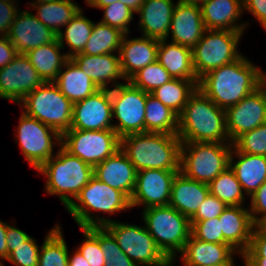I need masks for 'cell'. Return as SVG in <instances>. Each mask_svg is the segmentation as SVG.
<instances>
[{
  "mask_svg": "<svg viewBox=\"0 0 266 266\" xmlns=\"http://www.w3.org/2000/svg\"><path fill=\"white\" fill-rule=\"evenodd\" d=\"M262 70L240 56L199 79L198 88L218 107L227 109L259 88Z\"/></svg>",
  "mask_w": 266,
  "mask_h": 266,
  "instance_id": "cell-1",
  "label": "cell"
},
{
  "mask_svg": "<svg viewBox=\"0 0 266 266\" xmlns=\"http://www.w3.org/2000/svg\"><path fill=\"white\" fill-rule=\"evenodd\" d=\"M177 135L181 142L232 144L226 129L225 109L218 107L199 88L178 115Z\"/></svg>",
  "mask_w": 266,
  "mask_h": 266,
  "instance_id": "cell-2",
  "label": "cell"
},
{
  "mask_svg": "<svg viewBox=\"0 0 266 266\" xmlns=\"http://www.w3.org/2000/svg\"><path fill=\"white\" fill-rule=\"evenodd\" d=\"M120 148L136 171H180L181 140L178 135L153 132L131 134L120 139Z\"/></svg>",
  "mask_w": 266,
  "mask_h": 266,
  "instance_id": "cell-3",
  "label": "cell"
},
{
  "mask_svg": "<svg viewBox=\"0 0 266 266\" xmlns=\"http://www.w3.org/2000/svg\"><path fill=\"white\" fill-rule=\"evenodd\" d=\"M57 155L52 156L37 171L47 176L45 190L58 195L67 207L94 176L93 167L71 155L60 146Z\"/></svg>",
  "mask_w": 266,
  "mask_h": 266,
  "instance_id": "cell-4",
  "label": "cell"
},
{
  "mask_svg": "<svg viewBox=\"0 0 266 266\" xmlns=\"http://www.w3.org/2000/svg\"><path fill=\"white\" fill-rule=\"evenodd\" d=\"M66 209L80 228L105 226L113 220L91 216L90 210L114 214L131 209L130 199L120 190L115 189L92 177L88 184L76 196Z\"/></svg>",
  "mask_w": 266,
  "mask_h": 266,
  "instance_id": "cell-5",
  "label": "cell"
},
{
  "mask_svg": "<svg viewBox=\"0 0 266 266\" xmlns=\"http://www.w3.org/2000/svg\"><path fill=\"white\" fill-rule=\"evenodd\" d=\"M142 217L157 246L174 263L191 235L190 219L170 205L146 208Z\"/></svg>",
  "mask_w": 266,
  "mask_h": 266,
  "instance_id": "cell-6",
  "label": "cell"
},
{
  "mask_svg": "<svg viewBox=\"0 0 266 266\" xmlns=\"http://www.w3.org/2000/svg\"><path fill=\"white\" fill-rule=\"evenodd\" d=\"M19 104L24 113L48 125L61 136L71 129L73 103L53 82H44Z\"/></svg>",
  "mask_w": 266,
  "mask_h": 266,
  "instance_id": "cell-7",
  "label": "cell"
},
{
  "mask_svg": "<svg viewBox=\"0 0 266 266\" xmlns=\"http://www.w3.org/2000/svg\"><path fill=\"white\" fill-rule=\"evenodd\" d=\"M232 149L233 145L226 143L181 142L180 172L189 179L209 184L229 167Z\"/></svg>",
  "mask_w": 266,
  "mask_h": 266,
  "instance_id": "cell-8",
  "label": "cell"
},
{
  "mask_svg": "<svg viewBox=\"0 0 266 266\" xmlns=\"http://www.w3.org/2000/svg\"><path fill=\"white\" fill-rule=\"evenodd\" d=\"M243 31L205 30L192 48L193 67L200 79L206 73L237 60V51Z\"/></svg>",
  "mask_w": 266,
  "mask_h": 266,
  "instance_id": "cell-9",
  "label": "cell"
},
{
  "mask_svg": "<svg viewBox=\"0 0 266 266\" xmlns=\"http://www.w3.org/2000/svg\"><path fill=\"white\" fill-rule=\"evenodd\" d=\"M122 251L138 266H170L172 261L157 246L146 227L113 220L104 226Z\"/></svg>",
  "mask_w": 266,
  "mask_h": 266,
  "instance_id": "cell-10",
  "label": "cell"
},
{
  "mask_svg": "<svg viewBox=\"0 0 266 266\" xmlns=\"http://www.w3.org/2000/svg\"><path fill=\"white\" fill-rule=\"evenodd\" d=\"M61 146L93 168L120 149V138L114 129L67 130Z\"/></svg>",
  "mask_w": 266,
  "mask_h": 266,
  "instance_id": "cell-11",
  "label": "cell"
},
{
  "mask_svg": "<svg viewBox=\"0 0 266 266\" xmlns=\"http://www.w3.org/2000/svg\"><path fill=\"white\" fill-rule=\"evenodd\" d=\"M110 89L112 117L119 123L113 129L123 138L127 135L145 133V107L147 93L129 81Z\"/></svg>",
  "mask_w": 266,
  "mask_h": 266,
  "instance_id": "cell-12",
  "label": "cell"
},
{
  "mask_svg": "<svg viewBox=\"0 0 266 266\" xmlns=\"http://www.w3.org/2000/svg\"><path fill=\"white\" fill-rule=\"evenodd\" d=\"M16 137L22 154L32 167L38 170L53 154V145H61L62 136L38 119L22 113ZM52 133V134H51ZM57 141L58 143H54Z\"/></svg>",
  "mask_w": 266,
  "mask_h": 266,
  "instance_id": "cell-13",
  "label": "cell"
},
{
  "mask_svg": "<svg viewBox=\"0 0 266 266\" xmlns=\"http://www.w3.org/2000/svg\"><path fill=\"white\" fill-rule=\"evenodd\" d=\"M180 171L145 169L137 171L130 206L144 205V209L169 205L172 183Z\"/></svg>",
  "mask_w": 266,
  "mask_h": 266,
  "instance_id": "cell-14",
  "label": "cell"
},
{
  "mask_svg": "<svg viewBox=\"0 0 266 266\" xmlns=\"http://www.w3.org/2000/svg\"><path fill=\"white\" fill-rule=\"evenodd\" d=\"M44 83L25 54L0 68V97L19 103L28 93Z\"/></svg>",
  "mask_w": 266,
  "mask_h": 266,
  "instance_id": "cell-15",
  "label": "cell"
},
{
  "mask_svg": "<svg viewBox=\"0 0 266 266\" xmlns=\"http://www.w3.org/2000/svg\"><path fill=\"white\" fill-rule=\"evenodd\" d=\"M226 129L233 143L240 135L266 122V96L257 88L236 105L225 109Z\"/></svg>",
  "mask_w": 266,
  "mask_h": 266,
  "instance_id": "cell-16",
  "label": "cell"
},
{
  "mask_svg": "<svg viewBox=\"0 0 266 266\" xmlns=\"http://www.w3.org/2000/svg\"><path fill=\"white\" fill-rule=\"evenodd\" d=\"M112 104L109 89H99L85 99L73 103L70 130L113 129Z\"/></svg>",
  "mask_w": 266,
  "mask_h": 266,
  "instance_id": "cell-17",
  "label": "cell"
},
{
  "mask_svg": "<svg viewBox=\"0 0 266 266\" xmlns=\"http://www.w3.org/2000/svg\"><path fill=\"white\" fill-rule=\"evenodd\" d=\"M6 36L15 46L18 54H26L31 49L57 39L56 33L29 11L17 13Z\"/></svg>",
  "mask_w": 266,
  "mask_h": 266,
  "instance_id": "cell-18",
  "label": "cell"
},
{
  "mask_svg": "<svg viewBox=\"0 0 266 266\" xmlns=\"http://www.w3.org/2000/svg\"><path fill=\"white\" fill-rule=\"evenodd\" d=\"M205 30L200 5L177 1L169 30L171 42L192 49L200 41Z\"/></svg>",
  "mask_w": 266,
  "mask_h": 266,
  "instance_id": "cell-19",
  "label": "cell"
},
{
  "mask_svg": "<svg viewBox=\"0 0 266 266\" xmlns=\"http://www.w3.org/2000/svg\"><path fill=\"white\" fill-rule=\"evenodd\" d=\"M93 173L99 181L120 190L129 199L131 198L136 184L137 171L121 148L96 165Z\"/></svg>",
  "mask_w": 266,
  "mask_h": 266,
  "instance_id": "cell-20",
  "label": "cell"
},
{
  "mask_svg": "<svg viewBox=\"0 0 266 266\" xmlns=\"http://www.w3.org/2000/svg\"><path fill=\"white\" fill-rule=\"evenodd\" d=\"M218 219L224 244H229L242 255L250 247L255 227L249 209L242 206H228Z\"/></svg>",
  "mask_w": 266,
  "mask_h": 266,
  "instance_id": "cell-21",
  "label": "cell"
},
{
  "mask_svg": "<svg viewBox=\"0 0 266 266\" xmlns=\"http://www.w3.org/2000/svg\"><path fill=\"white\" fill-rule=\"evenodd\" d=\"M124 34L119 59L122 74L128 81L145 66L157 61L159 40L142 36V38L127 39Z\"/></svg>",
  "mask_w": 266,
  "mask_h": 266,
  "instance_id": "cell-22",
  "label": "cell"
},
{
  "mask_svg": "<svg viewBox=\"0 0 266 266\" xmlns=\"http://www.w3.org/2000/svg\"><path fill=\"white\" fill-rule=\"evenodd\" d=\"M180 253L184 266L234 264L232 257L238 254L229 244L204 242L192 234Z\"/></svg>",
  "mask_w": 266,
  "mask_h": 266,
  "instance_id": "cell-23",
  "label": "cell"
},
{
  "mask_svg": "<svg viewBox=\"0 0 266 266\" xmlns=\"http://www.w3.org/2000/svg\"><path fill=\"white\" fill-rule=\"evenodd\" d=\"M78 67L95 83L99 89H109L107 83H114V87L119 84L115 79L125 80L120 66L119 55L114 53L102 55L76 54L71 58Z\"/></svg>",
  "mask_w": 266,
  "mask_h": 266,
  "instance_id": "cell-24",
  "label": "cell"
},
{
  "mask_svg": "<svg viewBox=\"0 0 266 266\" xmlns=\"http://www.w3.org/2000/svg\"><path fill=\"white\" fill-rule=\"evenodd\" d=\"M175 4L173 0H144L136 12L140 15L142 36L164 40L169 37Z\"/></svg>",
  "mask_w": 266,
  "mask_h": 266,
  "instance_id": "cell-25",
  "label": "cell"
},
{
  "mask_svg": "<svg viewBox=\"0 0 266 266\" xmlns=\"http://www.w3.org/2000/svg\"><path fill=\"white\" fill-rule=\"evenodd\" d=\"M207 30L244 31L246 24H235L243 13L242 0H207L200 5Z\"/></svg>",
  "mask_w": 266,
  "mask_h": 266,
  "instance_id": "cell-26",
  "label": "cell"
},
{
  "mask_svg": "<svg viewBox=\"0 0 266 266\" xmlns=\"http://www.w3.org/2000/svg\"><path fill=\"white\" fill-rule=\"evenodd\" d=\"M208 194V184L189 179L179 172L172 183L169 205L191 219Z\"/></svg>",
  "mask_w": 266,
  "mask_h": 266,
  "instance_id": "cell-27",
  "label": "cell"
},
{
  "mask_svg": "<svg viewBox=\"0 0 266 266\" xmlns=\"http://www.w3.org/2000/svg\"><path fill=\"white\" fill-rule=\"evenodd\" d=\"M233 154L238 157V161L234 162ZM229 167L248 196L266 181V156L241 153L234 148L230 153Z\"/></svg>",
  "mask_w": 266,
  "mask_h": 266,
  "instance_id": "cell-28",
  "label": "cell"
},
{
  "mask_svg": "<svg viewBox=\"0 0 266 266\" xmlns=\"http://www.w3.org/2000/svg\"><path fill=\"white\" fill-rule=\"evenodd\" d=\"M167 40H159L157 61L173 79L199 80L194 71L192 49Z\"/></svg>",
  "mask_w": 266,
  "mask_h": 266,
  "instance_id": "cell-29",
  "label": "cell"
},
{
  "mask_svg": "<svg viewBox=\"0 0 266 266\" xmlns=\"http://www.w3.org/2000/svg\"><path fill=\"white\" fill-rule=\"evenodd\" d=\"M53 83L72 102L76 103L94 94L99 88L78 65L69 58Z\"/></svg>",
  "mask_w": 266,
  "mask_h": 266,
  "instance_id": "cell-30",
  "label": "cell"
},
{
  "mask_svg": "<svg viewBox=\"0 0 266 266\" xmlns=\"http://www.w3.org/2000/svg\"><path fill=\"white\" fill-rule=\"evenodd\" d=\"M61 49L63 47L56 39L25 54L44 82H53L69 59L66 54L60 53Z\"/></svg>",
  "mask_w": 266,
  "mask_h": 266,
  "instance_id": "cell-31",
  "label": "cell"
},
{
  "mask_svg": "<svg viewBox=\"0 0 266 266\" xmlns=\"http://www.w3.org/2000/svg\"><path fill=\"white\" fill-rule=\"evenodd\" d=\"M37 10L36 17L56 35L65 27L80 10L72 0H55L49 2L31 3Z\"/></svg>",
  "mask_w": 266,
  "mask_h": 266,
  "instance_id": "cell-32",
  "label": "cell"
},
{
  "mask_svg": "<svg viewBox=\"0 0 266 266\" xmlns=\"http://www.w3.org/2000/svg\"><path fill=\"white\" fill-rule=\"evenodd\" d=\"M145 132L178 133V114L150 93H147L146 99Z\"/></svg>",
  "mask_w": 266,
  "mask_h": 266,
  "instance_id": "cell-33",
  "label": "cell"
},
{
  "mask_svg": "<svg viewBox=\"0 0 266 266\" xmlns=\"http://www.w3.org/2000/svg\"><path fill=\"white\" fill-rule=\"evenodd\" d=\"M198 83L199 80L172 79L150 94L179 115L198 88Z\"/></svg>",
  "mask_w": 266,
  "mask_h": 266,
  "instance_id": "cell-34",
  "label": "cell"
},
{
  "mask_svg": "<svg viewBox=\"0 0 266 266\" xmlns=\"http://www.w3.org/2000/svg\"><path fill=\"white\" fill-rule=\"evenodd\" d=\"M93 25L94 22L83 16L82 9H80L65 26L66 29L64 33L61 31L57 35V39L61 46L64 48L65 41V44L70 48V52L66 54L68 58H72L76 54L83 52L92 33Z\"/></svg>",
  "mask_w": 266,
  "mask_h": 266,
  "instance_id": "cell-35",
  "label": "cell"
},
{
  "mask_svg": "<svg viewBox=\"0 0 266 266\" xmlns=\"http://www.w3.org/2000/svg\"><path fill=\"white\" fill-rule=\"evenodd\" d=\"M124 33L107 24L98 22L93 25L92 33L82 54L102 55L116 53L120 50Z\"/></svg>",
  "mask_w": 266,
  "mask_h": 266,
  "instance_id": "cell-36",
  "label": "cell"
},
{
  "mask_svg": "<svg viewBox=\"0 0 266 266\" xmlns=\"http://www.w3.org/2000/svg\"><path fill=\"white\" fill-rule=\"evenodd\" d=\"M208 186L209 193L227 206H242L245 200L246 193H243V188L230 167L222 171Z\"/></svg>",
  "mask_w": 266,
  "mask_h": 266,
  "instance_id": "cell-37",
  "label": "cell"
},
{
  "mask_svg": "<svg viewBox=\"0 0 266 266\" xmlns=\"http://www.w3.org/2000/svg\"><path fill=\"white\" fill-rule=\"evenodd\" d=\"M69 251L60 225L51 229L39 251L38 266H67Z\"/></svg>",
  "mask_w": 266,
  "mask_h": 266,
  "instance_id": "cell-38",
  "label": "cell"
},
{
  "mask_svg": "<svg viewBox=\"0 0 266 266\" xmlns=\"http://www.w3.org/2000/svg\"><path fill=\"white\" fill-rule=\"evenodd\" d=\"M172 79L168 71L156 61L139 70L128 81L146 93H151Z\"/></svg>",
  "mask_w": 266,
  "mask_h": 266,
  "instance_id": "cell-39",
  "label": "cell"
},
{
  "mask_svg": "<svg viewBox=\"0 0 266 266\" xmlns=\"http://www.w3.org/2000/svg\"><path fill=\"white\" fill-rule=\"evenodd\" d=\"M100 249L104 253L105 266H138L119 247L113 235L99 226Z\"/></svg>",
  "mask_w": 266,
  "mask_h": 266,
  "instance_id": "cell-40",
  "label": "cell"
},
{
  "mask_svg": "<svg viewBox=\"0 0 266 266\" xmlns=\"http://www.w3.org/2000/svg\"><path fill=\"white\" fill-rule=\"evenodd\" d=\"M232 145L241 153L266 156V122L240 135Z\"/></svg>",
  "mask_w": 266,
  "mask_h": 266,
  "instance_id": "cell-41",
  "label": "cell"
},
{
  "mask_svg": "<svg viewBox=\"0 0 266 266\" xmlns=\"http://www.w3.org/2000/svg\"><path fill=\"white\" fill-rule=\"evenodd\" d=\"M85 240L77 250L83 255L90 266H105L104 253L100 249L99 226L80 228Z\"/></svg>",
  "mask_w": 266,
  "mask_h": 266,
  "instance_id": "cell-42",
  "label": "cell"
},
{
  "mask_svg": "<svg viewBox=\"0 0 266 266\" xmlns=\"http://www.w3.org/2000/svg\"><path fill=\"white\" fill-rule=\"evenodd\" d=\"M101 9L104 11L103 20L100 21L101 23L116 28L124 34L129 33L128 25L132 22L134 11L120 1L102 7Z\"/></svg>",
  "mask_w": 266,
  "mask_h": 266,
  "instance_id": "cell-43",
  "label": "cell"
},
{
  "mask_svg": "<svg viewBox=\"0 0 266 266\" xmlns=\"http://www.w3.org/2000/svg\"><path fill=\"white\" fill-rule=\"evenodd\" d=\"M39 246L35 239L30 237L8 255L7 261L15 266H38Z\"/></svg>",
  "mask_w": 266,
  "mask_h": 266,
  "instance_id": "cell-44",
  "label": "cell"
},
{
  "mask_svg": "<svg viewBox=\"0 0 266 266\" xmlns=\"http://www.w3.org/2000/svg\"><path fill=\"white\" fill-rule=\"evenodd\" d=\"M191 223V234L198 240L211 243H224L218 217Z\"/></svg>",
  "mask_w": 266,
  "mask_h": 266,
  "instance_id": "cell-45",
  "label": "cell"
},
{
  "mask_svg": "<svg viewBox=\"0 0 266 266\" xmlns=\"http://www.w3.org/2000/svg\"><path fill=\"white\" fill-rule=\"evenodd\" d=\"M228 206L210 193L200 205L198 211L190 219V222H198L219 217Z\"/></svg>",
  "mask_w": 266,
  "mask_h": 266,
  "instance_id": "cell-46",
  "label": "cell"
},
{
  "mask_svg": "<svg viewBox=\"0 0 266 266\" xmlns=\"http://www.w3.org/2000/svg\"><path fill=\"white\" fill-rule=\"evenodd\" d=\"M251 207L249 208L251 218L258 225L266 218V181L250 196ZM259 215H261L259 217Z\"/></svg>",
  "mask_w": 266,
  "mask_h": 266,
  "instance_id": "cell-47",
  "label": "cell"
},
{
  "mask_svg": "<svg viewBox=\"0 0 266 266\" xmlns=\"http://www.w3.org/2000/svg\"><path fill=\"white\" fill-rule=\"evenodd\" d=\"M243 258H266V233L255 225L250 247L242 254Z\"/></svg>",
  "mask_w": 266,
  "mask_h": 266,
  "instance_id": "cell-48",
  "label": "cell"
},
{
  "mask_svg": "<svg viewBox=\"0 0 266 266\" xmlns=\"http://www.w3.org/2000/svg\"><path fill=\"white\" fill-rule=\"evenodd\" d=\"M15 2L0 1V36H6L19 10Z\"/></svg>",
  "mask_w": 266,
  "mask_h": 266,
  "instance_id": "cell-49",
  "label": "cell"
},
{
  "mask_svg": "<svg viewBox=\"0 0 266 266\" xmlns=\"http://www.w3.org/2000/svg\"><path fill=\"white\" fill-rule=\"evenodd\" d=\"M243 10H248L266 30V0H242Z\"/></svg>",
  "mask_w": 266,
  "mask_h": 266,
  "instance_id": "cell-50",
  "label": "cell"
},
{
  "mask_svg": "<svg viewBox=\"0 0 266 266\" xmlns=\"http://www.w3.org/2000/svg\"><path fill=\"white\" fill-rule=\"evenodd\" d=\"M30 238L26 232L7 224L6 229V243L8 247V255L15 249L16 246L21 245Z\"/></svg>",
  "mask_w": 266,
  "mask_h": 266,
  "instance_id": "cell-51",
  "label": "cell"
},
{
  "mask_svg": "<svg viewBox=\"0 0 266 266\" xmlns=\"http://www.w3.org/2000/svg\"><path fill=\"white\" fill-rule=\"evenodd\" d=\"M15 46L7 36H0V68L5 67L17 56Z\"/></svg>",
  "mask_w": 266,
  "mask_h": 266,
  "instance_id": "cell-52",
  "label": "cell"
},
{
  "mask_svg": "<svg viewBox=\"0 0 266 266\" xmlns=\"http://www.w3.org/2000/svg\"><path fill=\"white\" fill-rule=\"evenodd\" d=\"M6 229L7 224L5 222L0 221V259L6 261L8 257V247L6 243ZM0 266H4L2 262H0Z\"/></svg>",
  "mask_w": 266,
  "mask_h": 266,
  "instance_id": "cell-53",
  "label": "cell"
},
{
  "mask_svg": "<svg viewBox=\"0 0 266 266\" xmlns=\"http://www.w3.org/2000/svg\"><path fill=\"white\" fill-rule=\"evenodd\" d=\"M67 266H90L83 255L76 249L75 252L68 256Z\"/></svg>",
  "mask_w": 266,
  "mask_h": 266,
  "instance_id": "cell-54",
  "label": "cell"
},
{
  "mask_svg": "<svg viewBox=\"0 0 266 266\" xmlns=\"http://www.w3.org/2000/svg\"><path fill=\"white\" fill-rule=\"evenodd\" d=\"M123 4H125L132 11L137 12L141 5L144 3V0H119Z\"/></svg>",
  "mask_w": 266,
  "mask_h": 266,
  "instance_id": "cell-55",
  "label": "cell"
},
{
  "mask_svg": "<svg viewBox=\"0 0 266 266\" xmlns=\"http://www.w3.org/2000/svg\"><path fill=\"white\" fill-rule=\"evenodd\" d=\"M245 266H266V258H243Z\"/></svg>",
  "mask_w": 266,
  "mask_h": 266,
  "instance_id": "cell-56",
  "label": "cell"
},
{
  "mask_svg": "<svg viewBox=\"0 0 266 266\" xmlns=\"http://www.w3.org/2000/svg\"><path fill=\"white\" fill-rule=\"evenodd\" d=\"M119 0H94L90 7H95L97 9H101L107 5L113 4L118 2Z\"/></svg>",
  "mask_w": 266,
  "mask_h": 266,
  "instance_id": "cell-57",
  "label": "cell"
},
{
  "mask_svg": "<svg viewBox=\"0 0 266 266\" xmlns=\"http://www.w3.org/2000/svg\"><path fill=\"white\" fill-rule=\"evenodd\" d=\"M266 72H261L260 78H259V87L264 92L266 96Z\"/></svg>",
  "mask_w": 266,
  "mask_h": 266,
  "instance_id": "cell-58",
  "label": "cell"
},
{
  "mask_svg": "<svg viewBox=\"0 0 266 266\" xmlns=\"http://www.w3.org/2000/svg\"><path fill=\"white\" fill-rule=\"evenodd\" d=\"M207 0H178V2L186 3V4H195V5H201Z\"/></svg>",
  "mask_w": 266,
  "mask_h": 266,
  "instance_id": "cell-59",
  "label": "cell"
},
{
  "mask_svg": "<svg viewBox=\"0 0 266 266\" xmlns=\"http://www.w3.org/2000/svg\"><path fill=\"white\" fill-rule=\"evenodd\" d=\"M258 226L266 233V218L261 221Z\"/></svg>",
  "mask_w": 266,
  "mask_h": 266,
  "instance_id": "cell-60",
  "label": "cell"
},
{
  "mask_svg": "<svg viewBox=\"0 0 266 266\" xmlns=\"http://www.w3.org/2000/svg\"><path fill=\"white\" fill-rule=\"evenodd\" d=\"M205 266H235L234 264L205 265Z\"/></svg>",
  "mask_w": 266,
  "mask_h": 266,
  "instance_id": "cell-61",
  "label": "cell"
},
{
  "mask_svg": "<svg viewBox=\"0 0 266 266\" xmlns=\"http://www.w3.org/2000/svg\"><path fill=\"white\" fill-rule=\"evenodd\" d=\"M49 1H55V0H37V2H32V3L49 2Z\"/></svg>",
  "mask_w": 266,
  "mask_h": 266,
  "instance_id": "cell-62",
  "label": "cell"
},
{
  "mask_svg": "<svg viewBox=\"0 0 266 266\" xmlns=\"http://www.w3.org/2000/svg\"><path fill=\"white\" fill-rule=\"evenodd\" d=\"M94 0H85L86 4L91 5Z\"/></svg>",
  "mask_w": 266,
  "mask_h": 266,
  "instance_id": "cell-63",
  "label": "cell"
},
{
  "mask_svg": "<svg viewBox=\"0 0 266 266\" xmlns=\"http://www.w3.org/2000/svg\"><path fill=\"white\" fill-rule=\"evenodd\" d=\"M0 1L13 2V0H0Z\"/></svg>",
  "mask_w": 266,
  "mask_h": 266,
  "instance_id": "cell-64",
  "label": "cell"
}]
</instances>
